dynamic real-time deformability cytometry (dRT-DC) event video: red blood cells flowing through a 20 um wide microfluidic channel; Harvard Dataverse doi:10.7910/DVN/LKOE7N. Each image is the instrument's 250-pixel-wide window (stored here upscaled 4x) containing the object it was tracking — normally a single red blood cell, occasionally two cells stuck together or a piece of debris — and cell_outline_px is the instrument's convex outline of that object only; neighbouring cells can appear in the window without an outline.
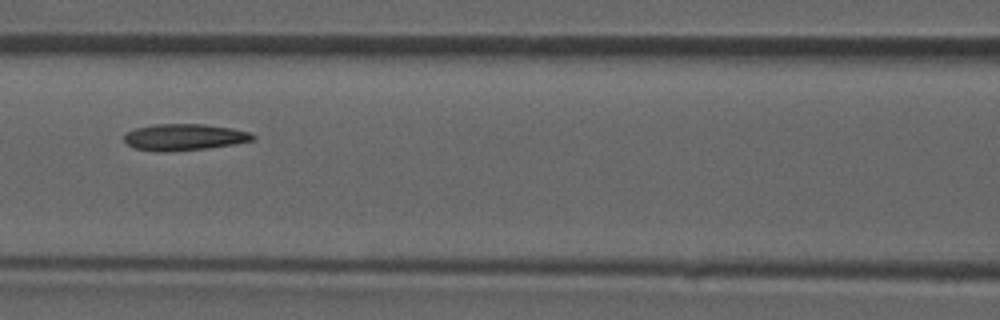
{"species": "common noctule bat (a hibernating species)", "species_latin": "Nyctalus noctula", "temperature_condition": "room temperature", "stored_images_in_passage": 47, "camera_frame_rate_fps": 3000, "um_per_image_px": 0.085, "animal": {"sex": "male", "forearm_length_mm": 52.5}, "frame": {"image": 1, "passage_image": 21, "time_ms": 6.667, "image_size_px": [1000, 320], "cell_outline_px": [[256, 136], [252, 140], [236, 144], [208, 148], [164, 152], [152, 152], [132, 148], [124, 140], [124, 132], [136, 128], [156, 124], [204, 124], [232, 128], [248, 132]], "centroid_in_image_um": [15.61, 11.66], "position_along_channel_um": 151.0, "area_um2": 20.06}}